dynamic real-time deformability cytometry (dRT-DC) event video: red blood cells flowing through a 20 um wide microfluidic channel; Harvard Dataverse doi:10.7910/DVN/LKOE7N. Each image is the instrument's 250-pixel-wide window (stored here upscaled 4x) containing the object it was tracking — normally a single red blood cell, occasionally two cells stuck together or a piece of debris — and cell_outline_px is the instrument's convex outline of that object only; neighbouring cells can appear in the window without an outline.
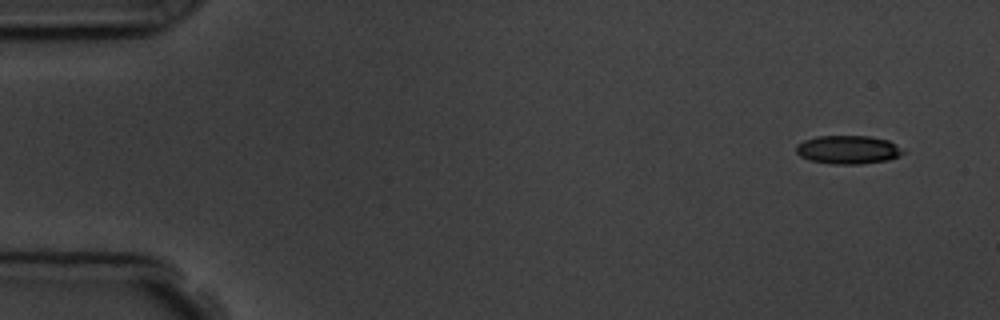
{"species": "common noctule bat (a hibernating species)", "species_latin": "Nyctalus noctula", "temperature_condition": "room temperature", "stored_images_in_passage": 6, "camera_frame_rate_fps": 3000, "um_per_image_px": 0.085, "animal": {"sex": "male", "body_mass_g": 19.5, "forearm_length_mm": 54.6}, "frame": {"image": 1, "passage_image": 1, "time_ms": 0.0, "image_size_px": [1000, 320], "cell_outline_px": [[904, 152], [900, 156], [888, 160], [860, 164], [832, 164], [808, 160], [800, 156], [796, 152], [796, 144], [804, 140], [816, 136], [868, 136], [888, 140], [896, 144]], "centroid_in_image_um": [72.05, 12.72], "position_along_channel_um": 12.9, "area_um2": 17.8}}
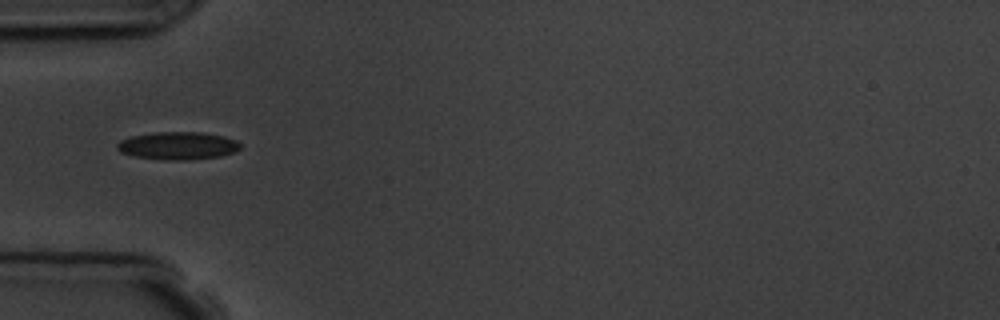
{"frame": {"image": 2, "passage_image": 5, "time_ms": 4.667, "image_size_px": [1000, 320], "cell_outline_px": [[240, 148], [232, 152], [220, 156], [184, 160], [164, 160], [132, 156], [120, 152], [116, 148], [116, 144], [120, 140], [132, 136], [152, 132], [204, 132], [224, 136], [236, 140], [240, 144]], "centroid_in_image_um": [15.07, 12.38], "position_along_channel_um": 69.9, "area_um2": 20.0}}